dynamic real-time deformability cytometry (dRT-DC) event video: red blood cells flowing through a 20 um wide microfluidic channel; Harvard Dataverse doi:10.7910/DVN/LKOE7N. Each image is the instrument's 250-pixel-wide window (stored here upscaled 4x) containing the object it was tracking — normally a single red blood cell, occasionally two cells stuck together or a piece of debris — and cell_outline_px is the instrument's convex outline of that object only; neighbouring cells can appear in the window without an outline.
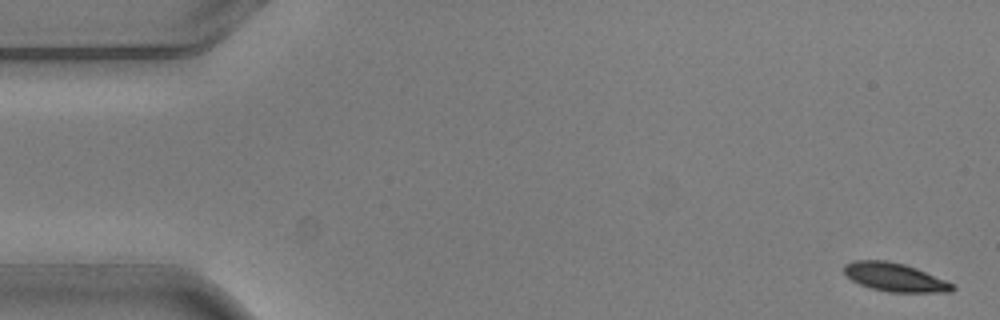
{"species": "common noctule bat (a hibernating species)", "species_latin": "Nyctalus noctula", "temperature_condition": "warm", "stored_images_in_passage": 5, "camera_frame_rate_fps": 3000, "um_per_image_px": 0.085, "animal": {"sex": "male", "body_mass_g": 20.5, "forearm_length_mm": 52.5}, "frame": {"image": 1, "passage_image": 1, "time_ms": 0.0, "image_size_px": [1000, 320], "cell_outline_px": [[956, 288], [952, 292], [888, 292], [872, 288], [860, 284], [852, 280], [844, 272], [844, 264], [852, 260], [888, 260], [904, 264], [916, 268], [956, 284]], "centroid_in_image_um": [76.09, 23.56], "position_along_channel_um": 8.9, "area_um2": 18.09}}
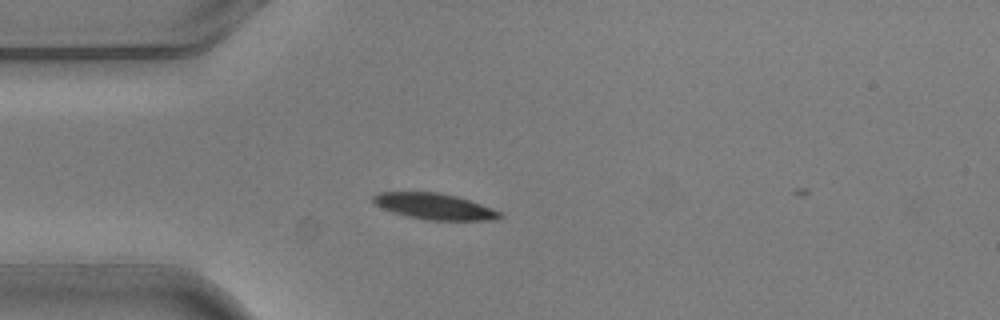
{"frame": {"image": 2, "passage_image": 4, "time_ms": 1.0, "image_size_px": [1000, 320], "cell_outline_px": [[504, 216], [496, 220], [428, 220], [408, 216], [392, 212], [376, 204], [372, 200], [372, 196], [380, 192], [436, 192], [456, 196], [492, 208], [500, 212]], "centroid_in_image_um": [36.94, 17.55], "position_along_channel_um": 48.1, "area_um2": 19.02}}